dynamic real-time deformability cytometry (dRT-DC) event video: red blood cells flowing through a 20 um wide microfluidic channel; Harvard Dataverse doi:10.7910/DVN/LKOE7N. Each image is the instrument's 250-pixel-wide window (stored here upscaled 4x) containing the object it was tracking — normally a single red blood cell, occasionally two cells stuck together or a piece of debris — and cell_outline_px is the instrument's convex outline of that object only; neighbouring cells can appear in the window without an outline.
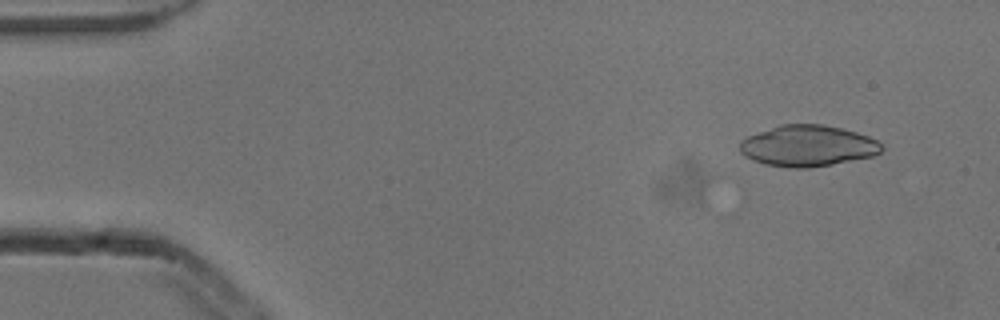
{"species": "common noctule bat (a hibernating species)", "species_latin": "Nyctalus noctula", "temperature_condition": "cold", "stored_images_in_passage": 5, "segment_of_instrument_passage": [2, 2], "camera_frame_rate_fps": 3000, "um_per_image_px": 0.085, "animal": {"sex": "male", "body_mass_g": 13.3}, "frame": {"image": 1, "passage_image": 5, "time_ms": 1.333, "image_size_px": [1000, 320], "cell_outline_px": [[884, 148], [880, 152], [872, 156], [832, 164], [808, 168], [788, 168], [764, 164], [752, 160], [740, 152], [740, 140], [748, 136], [780, 124], [820, 124], [840, 128], [856, 132], [868, 136], [876, 140]], "centroid_in_image_um": [68.63, 12.4], "position_along_channel_um": 16.4, "area_um2": 33.87}}